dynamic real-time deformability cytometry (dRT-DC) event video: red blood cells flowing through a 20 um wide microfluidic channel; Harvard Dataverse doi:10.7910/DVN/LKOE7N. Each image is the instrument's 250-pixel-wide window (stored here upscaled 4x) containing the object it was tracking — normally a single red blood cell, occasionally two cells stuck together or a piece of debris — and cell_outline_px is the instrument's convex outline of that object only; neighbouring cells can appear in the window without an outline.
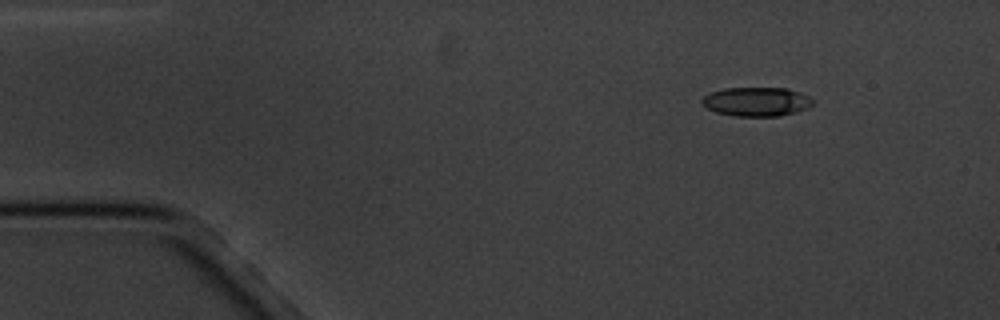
{"species": "common noctule bat (a hibernating species)", "species_latin": "Nyctalus noctula", "temperature_condition": "cold", "stored_images_in_passage": 4, "camera_frame_rate_fps": 3000, "um_per_image_px": 0.085, "animal": {"sex": "male", "body_mass_g": 20.1, "forearm_length_mm": 53.5}, "frame": {"image": 1, "passage_image": 1, "time_ms": 0.0, "image_size_px": [1000, 320], "cell_outline_px": [[812, 104], [796, 112], [780, 116], [736, 116], [716, 112], [708, 108], [700, 100], [704, 96], [712, 92], [724, 88], [788, 88], [808, 96], [812, 100]], "centroid_in_image_um": [64.28, 8.64], "position_along_channel_um": 20.7, "area_um2": 18.5}}
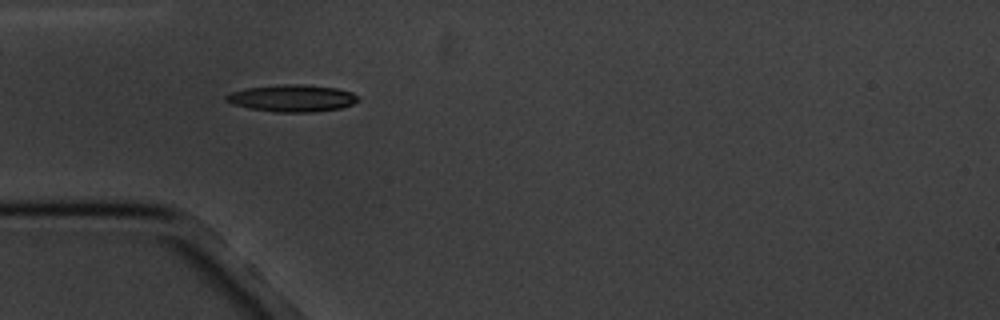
{"frame": {"image": 2, "passage_image": 3, "time_ms": 3.333, "image_size_px": [1000, 320], "cell_outline_px": [[360, 100], [352, 104], [340, 108], [316, 112], [276, 112], [248, 108], [232, 104], [224, 100], [224, 96], [232, 92], [244, 88], [276, 84], [300, 84], [336, 88], [352, 92], [360, 96]], "centroid_in_image_um": [24.82, 8.34], "position_along_channel_um": 60.2, "area_um2": 21.04}}
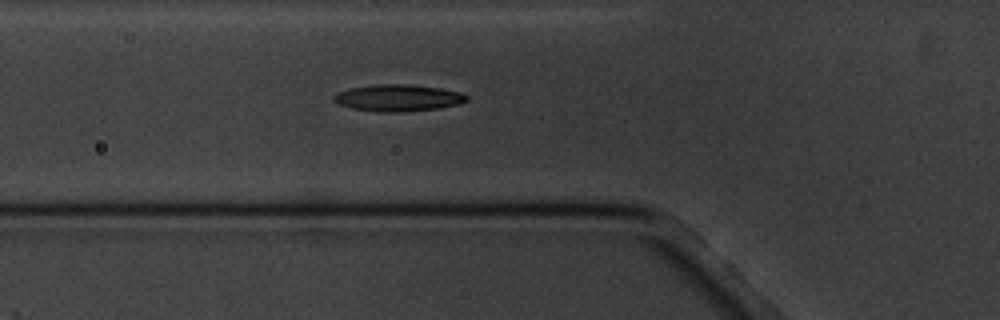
{"frame": {"image": 3, "passage_image": 4, "time_ms": 4.333, "image_size_px": [1000, 320], "cell_outline_px": [[468, 100], [460, 104], [440, 108], [400, 112], [376, 112], [352, 108], [340, 104], [332, 100], [332, 96], [348, 88], [372, 84], [408, 84], [440, 88], [460, 92], [468, 96]], "centroid_in_image_um": [33.84, 8.32], "position_along_channel_um": 92.0, "area_um2": 20.87}}